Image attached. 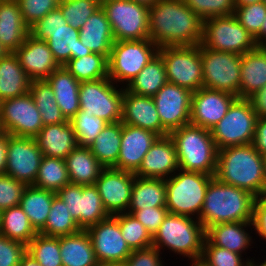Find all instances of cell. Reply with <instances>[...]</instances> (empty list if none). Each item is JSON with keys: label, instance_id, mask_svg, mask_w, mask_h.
<instances>
[{"label": "cell", "instance_id": "cell-1", "mask_svg": "<svg viewBox=\"0 0 266 266\" xmlns=\"http://www.w3.org/2000/svg\"><path fill=\"white\" fill-rule=\"evenodd\" d=\"M204 21L183 0H157L149 7V39L159 48L199 45Z\"/></svg>", "mask_w": 266, "mask_h": 266}, {"label": "cell", "instance_id": "cell-2", "mask_svg": "<svg viewBox=\"0 0 266 266\" xmlns=\"http://www.w3.org/2000/svg\"><path fill=\"white\" fill-rule=\"evenodd\" d=\"M214 177L220 182L245 189L255 197L266 195V158L253 144L222 148L217 152Z\"/></svg>", "mask_w": 266, "mask_h": 266}, {"label": "cell", "instance_id": "cell-3", "mask_svg": "<svg viewBox=\"0 0 266 266\" xmlns=\"http://www.w3.org/2000/svg\"><path fill=\"white\" fill-rule=\"evenodd\" d=\"M254 200L255 196L247 190L220 182L213 177L198 220L205 229L220 223L252 221Z\"/></svg>", "mask_w": 266, "mask_h": 266}, {"label": "cell", "instance_id": "cell-4", "mask_svg": "<svg viewBox=\"0 0 266 266\" xmlns=\"http://www.w3.org/2000/svg\"><path fill=\"white\" fill-rule=\"evenodd\" d=\"M179 169L215 175L217 148L210 130L191 123L172 131Z\"/></svg>", "mask_w": 266, "mask_h": 266}, {"label": "cell", "instance_id": "cell-5", "mask_svg": "<svg viewBox=\"0 0 266 266\" xmlns=\"http://www.w3.org/2000/svg\"><path fill=\"white\" fill-rule=\"evenodd\" d=\"M205 239L206 229L198 219L168 213L152 237V246L192 260L202 257Z\"/></svg>", "mask_w": 266, "mask_h": 266}, {"label": "cell", "instance_id": "cell-6", "mask_svg": "<svg viewBox=\"0 0 266 266\" xmlns=\"http://www.w3.org/2000/svg\"><path fill=\"white\" fill-rule=\"evenodd\" d=\"M214 176L178 169L165 179L169 213L199 219L208 185Z\"/></svg>", "mask_w": 266, "mask_h": 266}, {"label": "cell", "instance_id": "cell-7", "mask_svg": "<svg viewBox=\"0 0 266 266\" xmlns=\"http://www.w3.org/2000/svg\"><path fill=\"white\" fill-rule=\"evenodd\" d=\"M158 49L150 39L115 41L108 59V77L125 88L158 54Z\"/></svg>", "mask_w": 266, "mask_h": 266}, {"label": "cell", "instance_id": "cell-8", "mask_svg": "<svg viewBox=\"0 0 266 266\" xmlns=\"http://www.w3.org/2000/svg\"><path fill=\"white\" fill-rule=\"evenodd\" d=\"M257 119L250 100L237 97L226 115L210 130L217 150L252 144Z\"/></svg>", "mask_w": 266, "mask_h": 266}, {"label": "cell", "instance_id": "cell-9", "mask_svg": "<svg viewBox=\"0 0 266 266\" xmlns=\"http://www.w3.org/2000/svg\"><path fill=\"white\" fill-rule=\"evenodd\" d=\"M115 41L149 39V7L132 0H103Z\"/></svg>", "mask_w": 266, "mask_h": 266}, {"label": "cell", "instance_id": "cell-10", "mask_svg": "<svg viewBox=\"0 0 266 266\" xmlns=\"http://www.w3.org/2000/svg\"><path fill=\"white\" fill-rule=\"evenodd\" d=\"M202 44L211 50L242 55L259 45L236 16L211 17L204 20Z\"/></svg>", "mask_w": 266, "mask_h": 266}, {"label": "cell", "instance_id": "cell-11", "mask_svg": "<svg viewBox=\"0 0 266 266\" xmlns=\"http://www.w3.org/2000/svg\"><path fill=\"white\" fill-rule=\"evenodd\" d=\"M165 64L167 81L194 92L203 87L201 44L158 49Z\"/></svg>", "mask_w": 266, "mask_h": 266}, {"label": "cell", "instance_id": "cell-12", "mask_svg": "<svg viewBox=\"0 0 266 266\" xmlns=\"http://www.w3.org/2000/svg\"><path fill=\"white\" fill-rule=\"evenodd\" d=\"M118 87L109 77L80 82V110L102 118L107 123L121 121L123 86Z\"/></svg>", "mask_w": 266, "mask_h": 266}, {"label": "cell", "instance_id": "cell-13", "mask_svg": "<svg viewBox=\"0 0 266 266\" xmlns=\"http://www.w3.org/2000/svg\"><path fill=\"white\" fill-rule=\"evenodd\" d=\"M203 87L239 98L241 55L211 50L201 43Z\"/></svg>", "mask_w": 266, "mask_h": 266}, {"label": "cell", "instance_id": "cell-14", "mask_svg": "<svg viewBox=\"0 0 266 266\" xmlns=\"http://www.w3.org/2000/svg\"><path fill=\"white\" fill-rule=\"evenodd\" d=\"M2 132L18 137L34 138L43 128V121L30 93L0 102Z\"/></svg>", "mask_w": 266, "mask_h": 266}, {"label": "cell", "instance_id": "cell-15", "mask_svg": "<svg viewBox=\"0 0 266 266\" xmlns=\"http://www.w3.org/2000/svg\"><path fill=\"white\" fill-rule=\"evenodd\" d=\"M82 230L88 229L110 215L95 185L68 184L56 192Z\"/></svg>", "mask_w": 266, "mask_h": 266}, {"label": "cell", "instance_id": "cell-16", "mask_svg": "<svg viewBox=\"0 0 266 266\" xmlns=\"http://www.w3.org/2000/svg\"><path fill=\"white\" fill-rule=\"evenodd\" d=\"M98 264L121 265L132 253L124 240L118 220L110 215L86 229Z\"/></svg>", "mask_w": 266, "mask_h": 266}, {"label": "cell", "instance_id": "cell-17", "mask_svg": "<svg viewBox=\"0 0 266 266\" xmlns=\"http://www.w3.org/2000/svg\"><path fill=\"white\" fill-rule=\"evenodd\" d=\"M42 157L34 138L8 134L6 175L27 186L34 185Z\"/></svg>", "mask_w": 266, "mask_h": 266}, {"label": "cell", "instance_id": "cell-18", "mask_svg": "<svg viewBox=\"0 0 266 266\" xmlns=\"http://www.w3.org/2000/svg\"><path fill=\"white\" fill-rule=\"evenodd\" d=\"M193 92L167 82L154 96L161 125L170 134L190 123Z\"/></svg>", "mask_w": 266, "mask_h": 266}, {"label": "cell", "instance_id": "cell-19", "mask_svg": "<svg viewBox=\"0 0 266 266\" xmlns=\"http://www.w3.org/2000/svg\"><path fill=\"white\" fill-rule=\"evenodd\" d=\"M135 174L129 171L105 168L95 182L104 208L109 215L127 212Z\"/></svg>", "mask_w": 266, "mask_h": 266}, {"label": "cell", "instance_id": "cell-20", "mask_svg": "<svg viewBox=\"0 0 266 266\" xmlns=\"http://www.w3.org/2000/svg\"><path fill=\"white\" fill-rule=\"evenodd\" d=\"M237 97L225 91L202 87L192 94L190 123L211 130L226 115Z\"/></svg>", "mask_w": 266, "mask_h": 266}, {"label": "cell", "instance_id": "cell-21", "mask_svg": "<svg viewBox=\"0 0 266 266\" xmlns=\"http://www.w3.org/2000/svg\"><path fill=\"white\" fill-rule=\"evenodd\" d=\"M160 136L152 131L122 123L120 153L116 170L135 173L150 147Z\"/></svg>", "mask_w": 266, "mask_h": 266}, {"label": "cell", "instance_id": "cell-22", "mask_svg": "<svg viewBox=\"0 0 266 266\" xmlns=\"http://www.w3.org/2000/svg\"><path fill=\"white\" fill-rule=\"evenodd\" d=\"M29 34L47 42L59 66H64L70 59L93 53L81 43L79 29L69 24L58 30H29Z\"/></svg>", "mask_w": 266, "mask_h": 266}, {"label": "cell", "instance_id": "cell-23", "mask_svg": "<svg viewBox=\"0 0 266 266\" xmlns=\"http://www.w3.org/2000/svg\"><path fill=\"white\" fill-rule=\"evenodd\" d=\"M121 122L152 131L160 137L169 135L161 125L153 97L133 94L124 87Z\"/></svg>", "mask_w": 266, "mask_h": 266}, {"label": "cell", "instance_id": "cell-24", "mask_svg": "<svg viewBox=\"0 0 266 266\" xmlns=\"http://www.w3.org/2000/svg\"><path fill=\"white\" fill-rule=\"evenodd\" d=\"M179 169L176 146L172 138L167 136L159 137L150 147L143 158L135 176L142 178L167 179Z\"/></svg>", "mask_w": 266, "mask_h": 266}, {"label": "cell", "instance_id": "cell-25", "mask_svg": "<svg viewBox=\"0 0 266 266\" xmlns=\"http://www.w3.org/2000/svg\"><path fill=\"white\" fill-rule=\"evenodd\" d=\"M20 65L31 80L46 79L60 66L55 61L47 42L28 35L14 52Z\"/></svg>", "mask_w": 266, "mask_h": 266}, {"label": "cell", "instance_id": "cell-26", "mask_svg": "<svg viewBox=\"0 0 266 266\" xmlns=\"http://www.w3.org/2000/svg\"><path fill=\"white\" fill-rule=\"evenodd\" d=\"M43 156L65 159L78 142L69 121L44 125L34 137Z\"/></svg>", "mask_w": 266, "mask_h": 266}, {"label": "cell", "instance_id": "cell-27", "mask_svg": "<svg viewBox=\"0 0 266 266\" xmlns=\"http://www.w3.org/2000/svg\"><path fill=\"white\" fill-rule=\"evenodd\" d=\"M29 35L17 0H0V43L8 52H15Z\"/></svg>", "mask_w": 266, "mask_h": 266}, {"label": "cell", "instance_id": "cell-28", "mask_svg": "<svg viewBox=\"0 0 266 266\" xmlns=\"http://www.w3.org/2000/svg\"><path fill=\"white\" fill-rule=\"evenodd\" d=\"M247 227H250L251 231L254 229L251 228L254 227L252 221L227 222L212 225L206 229V239L212 245L242 255L253 243L252 236H250L251 233L248 232L249 228Z\"/></svg>", "mask_w": 266, "mask_h": 266}, {"label": "cell", "instance_id": "cell-29", "mask_svg": "<svg viewBox=\"0 0 266 266\" xmlns=\"http://www.w3.org/2000/svg\"><path fill=\"white\" fill-rule=\"evenodd\" d=\"M81 43L93 53L104 55L109 59L115 39L105 12L100 7L79 29Z\"/></svg>", "mask_w": 266, "mask_h": 266}, {"label": "cell", "instance_id": "cell-30", "mask_svg": "<svg viewBox=\"0 0 266 266\" xmlns=\"http://www.w3.org/2000/svg\"><path fill=\"white\" fill-rule=\"evenodd\" d=\"M46 80L53 89L62 114L70 120L80 110V82L64 66L54 70Z\"/></svg>", "mask_w": 266, "mask_h": 266}, {"label": "cell", "instance_id": "cell-31", "mask_svg": "<svg viewBox=\"0 0 266 266\" xmlns=\"http://www.w3.org/2000/svg\"><path fill=\"white\" fill-rule=\"evenodd\" d=\"M266 85V53L258 46L241 55L239 98L248 99Z\"/></svg>", "mask_w": 266, "mask_h": 266}, {"label": "cell", "instance_id": "cell-32", "mask_svg": "<svg viewBox=\"0 0 266 266\" xmlns=\"http://www.w3.org/2000/svg\"><path fill=\"white\" fill-rule=\"evenodd\" d=\"M30 83L14 52L0 59V102L29 93Z\"/></svg>", "mask_w": 266, "mask_h": 266}, {"label": "cell", "instance_id": "cell-33", "mask_svg": "<svg viewBox=\"0 0 266 266\" xmlns=\"http://www.w3.org/2000/svg\"><path fill=\"white\" fill-rule=\"evenodd\" d=\"M65 163L70 182L78 185H94L105 169L86 146L78 145L65 158Z\"/></svg>", "mask_w": 266, "mask_h": 266}, {"label": "cell", "instance_id": "cell-34", "mask_svg": "<svg viewBox=\"0 0 266 266\" xmlns=\"http://www.w3.org/2000/svg\"><path fill=\"white\" fill-rule=\"evenodd\" d=\"M63 266H97L92 242L86 230L60 237Z\"/></svg>", "mask_w": 266, "mask_h": 266}, {"label": "cell", "instance_id": "cell-35", "mask_svg": "<svg viewBox=\"0 0 266 266\" xmlns=\"http://www.w3.org/2000/svg\"><path fill=\"white\" fill-rule=\"evenodd\" d=\"M150 207H166V185L162 178L136 176L131 191L128 213Z\"/></svg>", "mask_w": 266, "mask_h": 266}, {"label": "cell", "instance_id": "cell-36", "mask_svg": "<svg viewBox=\"0 0 266 266\" xmlns=\"http://www.w3.org/2000/svg\"><path fill=\"white\" fill-rule=\"evenodd\" d=\"M55 196L56 192L33 185L25 188L19 206L37 232L45 226Z\"/></svg>", "mask_w": 266, "mask_h": 266}, {"label": "cell", "instance_id": "cell-37", "mask_svg": "<svg viewBox=\"0 0 266 266\" xmlns=\"http://www.w3.org/2000/svg\"><path fill=\"white\" fill-rule=\"evenodd\" d=\"M167 82L165 64L158 53L125 89L136 95L153 97Z\"/></svg>", "mask_w": 266, "mask_h": 266}, {"label": "cell", "instance_id": "cell-38", "mask_svg": "<svg viewBox=\"0 0 266 266\" xmlns=\"http://www.w3.org/2000/svg\"><path fill=\"white\" fill-rule=\"evenodd\" d=\"M122 137V122L108 123L94 142L88 146L91 153L104 168L117 164Z\"/></svg>", "mask_w": 266, "mask_h": 266}, {"label": "cell", "instance_id": "cell-39", "mask_svg": "<svg viewBox=\"0 0 266 266\" xmlns=\"http://www.w3.org/2000/svg\"><path fill=\"white\" fill-rule=\"evenodd\" d=\"M0 234L27 245L38 232L18 205L0 212Z\"/></svg>", "mask_w": 266, "mask_h": 266}, {"label": "cell", "instance_id": "cell-40", "mask_svg": "<svg viewBox=\"0 0 266 266\" xmlns=\"http://www.w3.org/2000/svg\"><path fill=\"white\" fill-rule=\"evenodd\" d=\"M29 93L32 95L38 108L43 125H52L67 122L56 103L55 94L46 79L31 80Z\"/></svg>", "mask_w": 266, "mask_h": 266}, {"label": "cell", "instance_id": "cell-41", "mask_svg": "<svg viewBox=\"0 0 266 266\" xmlns=\"http://www.w3.org/2000/svg\"><path fill=\"white\" fill-rule=\"evenodd\" d=\"M70 183L65 159L47 156L42 157L33 186L57 192Z\"/></svg>", "mask_w": 266, "mask_h": 266}, {"label": "cell", "instance_id": "cell-42", "mask_svg": "<svg viewBox=\"0 0 266 266\" xmlns=\"http://www.w3.org/2000/svg\"><path fill=\"white\" fill-rule=\"evenodd\" d=\"M80 230L66 204L56 195L53 198L46 224L38 233L50 237H62Z\"/></svg>", "mask_w": 266, "mask_h": 266}, {"label": "cell", "instance_id": "cell-43", "mask_svg": "<svg viewBox=\"0 0 266 266\" xmlns=\"http://www.w3.org/2000/svg\"><path fill=\"white\" fill-rule=\"evenodd\" d=\"M64 67L79 82L108 77V59L98 53H91L80 58L70 59Z\"/></svg>", "mask_w": 266, "mask_h": 266}, {"label": "cell", "instance_id": "cell-44", "mask_svg": "<svg viewBox=\"0 0 266 266\" xmlns=\"http://www.w3.org/2000/svg\"><path fill=\"white\" fill-rule=\"evenodd\" d=\"M26 252L41 266H63L60 255V237L38 233L27 245Z\"/></svg>", "mask_w": 266, "mask_h": 266}, {"label": "cell", "instance_id": "cell-45", "mask_svg": "<svg viewBox=\"0 0 266 266\" xmlns=\"http://www.w3.org/2000/svg\"><path fill=\"white\" fill-rule=\"evenodd\" d=\"M113 216L118 220L121 234L131 250L152 246L151 234L134 215L125 212Z\"/></svg>", "mask_w": 266, "mask_h": 266}, {"label": "cell", "instance_id": "cell-46", "mask_svg": "<svg viewBox=\"0 0 266 266\" xmlns=\"http://www.w3.org/2000/svg\"><path fill=\"white\" fill-rule=\"evenodd\" d=\"M79 146H90L108 124L105 120L79 110L70 120Z\"/></svg>", "mask_w": 266, "mask_h": 266}, {"label": "cell", "instance_id": "cell-47", "mask_svg": "<svg viewBox=\"0 0 266 266\" xmlns=\"http://www.w3.org/2000/svg\"><path fill=\"white\" fill-rule=\"evenodd\" d=\"M100 7L97 0H61L58 5L67 24L75 29H80Z\"/></svg>", "mask_w": 266, "mask_h": 266}, {"label": "cell", "instance_id": "cell-48", "mask_svg": "<svg viewBox=\"0 0 266 266\" xmlns=\"http://www.w3.org/2000/svg\"><path fill=\"white\" fill-rule=\"evenodd\" d=\"M203 21L235 13L234 0H183Z\"/></svg>", "mask_w": 266, "mask_h": 266}, {"label": "cell", "instance_id": "cell-49", "mask_svg": "<svg viewBox=\"0 0 266 266\" xmlns=\"http://www.w3.org/2000/svg\"><path fill=\"white\" fill-rule=\"evenodd\" d=\"M243 255L212 245L205 239L202 258L211 266H248L254 259L243 258ZM243 259V260H242Z\"/></svg>", "mask_w": 266, "mask_h": 266}, {"label": "cell", "instance_id": "cell-50", "mask_svg": "<svg viewBox=\"0 0 266 266\" xmlns=\"http://www.w3.org/2000/svg\"><path fill=\"white\" fill-rule=\"evenodd\" d=\"M234 15L239 23L255 37L262 28L266 17V5L263 2L245 6H235Z\"/></svg>", "mask_w": 266, "mask_h": 266}, {"label": "cell", "instance_id": "cell-51", "mask_svg": "<svg viewBox=\"0 0 266 266\" xmlns=\"http://www.w3.org/2000/svg\"><path fill=\"white\" fill-rule=\"evenodd\" d=\"M61 0H17L23 21L30 28L50 11L58 8Z\"/></svg>", "mask_w": 266, "mask_h": 266}, {"label": "cell", "instance_id": "cell-52", "mask_svg": "<svg viewBox=\"0 0 266 266\" xmlns=\"http://www.w3.org/2000/svg\"><path fill=\"white\" fill-rule=\"evenodd\" d=\"M26 184L17 181L12 176L0 175V212L20 204Z\"/></svg>", "mask_w": 266, "mask_h": 266}, {"label": "cell", "instance_id": "cell-53", "mask_svg": "<svg viewBox=\"0 0 266 266\" xmlns=\"http://www.w3.org/2000/svg\"><path fill=\"white\" fill-rule=\"evenodd\" d=\"M26 245L0 234V266H19Z\"/></svg>", "mask_w": 266, "mask_h": 266}, {"label": "cell", "instance_id": "cell-54", "mask_svg": "<svg viewBox=\"0 0 266 266\" xmlns=\"http://www.w3.org/2000/svg\"><path fill=\"white\" fill-rule=\"evenodd\" d=\"M156 247L151 246L145 249L132 250L127 260L120 266H164V260Z\"/></svg>", "mask_w": 266, "mask_h": 266}, {"label": "cell", "instance_id": "cell-55", "mask_svg": "<svg viewBox=\"0 0 266 266\" xmlns=\"http://www.w3.org/2000/svg\"><path fill=\"white\" fill-rule=\"evenodd\" d=\"M168 213L169 211L166 207H150L136 210L132 215L144 225L153 237Z\"/></svg>", "mask_w": 266, "mask_h": 266}, {"label": "cell", "instance_id": "cell-56", "mask_svg": "<svg viewBox=\"0 0 266 266\" xmlns=\"http://www.w3.org/2000/svg\"><path fill=\"white\" fill-rule=\"evenodd\" d=\"M252 223L255 233L266 241V195L255 197Z\"/></svg>", "mask_w": 266, "mask_h": 266}, {"label": "cell", "instance_id": "cell-57", "mask_svg": "<svg viewBox=\"0 0 266 266\" xmlns=\"http://www.w3.org/2000/svg\"><path fill=\"white\" fill-rule=\"evenodd\" d=\"M67 21L59 8L50 11L44 18L38 20L29 30H58L64 28Z\"/></svg>", "mask_w": 266, "mask_h": 266}, {"label": "cell", "instance_id": "cell-58", "mask_svg": "<svg viewBox=\"0 0 266 266\" xmlns=\"http://www.w3.org/2000/svg\"><path fill=\"white\" fill-rule=\"evenodd\" d=\"M252 144L255 149L266 158V117H259L257 119L255 136Z\"/></svg>", "mask_w": 266, "mask_h": 266}, {"label": "cell", "instance_id": "cell-59", "mask_svg": "<svg viewBox=\"0 0 266 266\" xmlns=\"http://www.w3.org/2000/svg\"><path fill=\"white\" fill-rule=\"evenodd\" d=\"M248 99L258 118L266 117V85Z\"/></svg>", "mask_w": 266, "mask_h": 266}, {"label": "cell", "instance_id": "cell-60", "mask_svg": "<svg viewBox=\"0 0 266 266\" xmlns=\"http://www.w3.org/2000/svg\"><path fill=\"white\" fill-rule=\"evenodd\" d=\"M8 133L0 135V175L5 174L7 163Z\"/></svg>", "mask_w": 266, "mask_h": 266}, {"label": "cell", "instance_id": "cell-61", "mask_svg": "<svg viewBox=\"0 0 266 266\" xmlns=\"http://www.w3.org/2000/svg\"><path fill=\"white\" fill-rule=\"evenodd\" d=\"M19 266H41L30 254L27 252L22 256Z\"/></svg>", "mask_w": 266, "mask_h": 266}, {"label": "cell", "instance_id": "cell-62", "mask_svg": "<svg viewBox=\"0 0 266 266\" xmlns=\"http://www.w3.org/2000/svg\"><path fill=\"white\" fill-rule=\"evenodd\" d=\"M254 38L258 45H261L266 40V17L262 24L261 31Z\"/></svg>", "mask_w": 266, "mask_h": 266}, {"label": "cell", "instance_id": "cell-63", "mask_svg": "<svg viewBox=\"0 0 266 266\" xmlns=\"http://www.w3.org/2000/svg\"><path fill=\"white\" fill-rule=\"evenodd\" d=\"M191 266H211L206 260H204L202 257H198L191 260ZM189 265V266H190Z\"/></svg>", "mask_w": 266, "mask_h": 266}, {"label": "cell", "instance_id": "cell-64", "mask_svg": "<svg viewBox=\"0 0 266 266\" xmlns=\"http://www.w3.org/2000/svg\"><path fill=\"white\" fill-rule=\"evenodd\" d=\"M235 6H245L253 3H260L262 0H234Z\"/></svg>", "mask_w": 266, "mask_h": 266}, {"label": "cell", "instance_id": "cell-65", "mask_svg": "<svg viewBox=\"0 0 266 266\" xmlns=\"http://www.w3.org/2000/svg\"><path fill=\"white\" fill-rule=\"evenodd\" d=\"M132 1H135L137 3H141V4H144L148 7L152 6L157 0H132Z\"/></svg>", "mask_w": 266, "mask_h": 266}, {"label": "cell", "instance_id": "cell-66", "mask_svg": "<svg viewBox=\"0 0 266 266\" xmlns=\"http://www.w3.org/2000/svg\"><path fill=\"white\" fill-rule=\"evenodd\" d=\"M7 53L8 51H6V49L0 43V59L3 58Z\"/></svg>", "mask_w": 266, "mask_h": 266}, {"label": "cell", "instance_id": "cell-67", "mask_svg": "<svg viewBox=\"0 0 266 266\" xmlns=\"http://www.w3.org/2000/svg\"><path fill=\"white\" fill-rule=\"evenodd\" d=\"M248 266H266V260H264V262L262 261L261 263L259 262L257 264L255 263V261H253V262H250Z\"/></svg>", "mask_w": 266, "mask_h": 266}, {"label": "cell", "instance_id": "cell-68", "mask_svg": "<svg viewBox=\"0 0 266 266\" xmlns=\"http://www.w3.org/2000/svg\"><path fill=\"white\" fill-rule=\"evenodd\" d=\"M259 47H260L262 50H266V40H265L261 45H259Z\"/></svg>", "mask_w": 266, "mask_h": 266}, {"label": "cell", "instance_id": "cell-69", "mask_svg": "<svg viewBox=\"0 0 266 266\" xmlns=\"http://www.w3.org/2000/svg\"><path fill=\"white\" fill-rule=\"evenodd\" d=\"M97 266H120V265H107V264H98Z\"/></svg>", "mask_w": 266, "mask_h": 266}]
</instances>
